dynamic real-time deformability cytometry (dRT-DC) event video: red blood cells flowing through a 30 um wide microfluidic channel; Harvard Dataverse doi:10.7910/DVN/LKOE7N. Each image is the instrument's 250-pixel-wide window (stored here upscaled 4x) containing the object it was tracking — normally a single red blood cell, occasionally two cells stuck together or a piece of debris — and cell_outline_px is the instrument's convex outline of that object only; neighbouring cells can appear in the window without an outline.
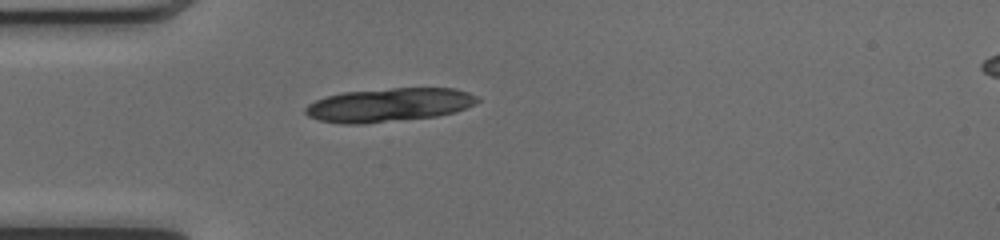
{"species": "common noctule bat (a hibernating species)", "species_latin": "Nyctalus noctula", "temperature_condition": "cold", "stored_images_in_passage": 36, "camera_frame_rate_fps": 3000, "um_per_image_px": 0.085, "animal": {"sex": "female", "body_mass_g": 17.0, "forearm_length_mm": 48.0}, "frame": {"image": 1, "passage_image": 1, "time_ms": 0.0, "image_size_px": [1000, 240], "cell_outline_px": [[480, 100], [476, 104], [456, 112], [436, 116], [364, 124], [344, 124], [320, 120], [308, 116], [304, 112], [304, 108], [308, 104], [316, 100], [328, 96], [344, 92], [392, 88], [456, 88], [480, 96]], "centroid_in_image_um": [33.11, 8.92], "position_along_channel_um": 51.9, "area_um2": 33.87}, "authors_computed_cell_mechanics": {"area_um2": 19.5075, "velocity_mm_per_s": 4.1057, "shape_relaxation_time_tau1_ms": 2.7794, "shape_relaxation_time_tau2_ms": 1.2727, "deformation_change_tau1": 0.1234, "deformation_change_tau2": 0.0504}}